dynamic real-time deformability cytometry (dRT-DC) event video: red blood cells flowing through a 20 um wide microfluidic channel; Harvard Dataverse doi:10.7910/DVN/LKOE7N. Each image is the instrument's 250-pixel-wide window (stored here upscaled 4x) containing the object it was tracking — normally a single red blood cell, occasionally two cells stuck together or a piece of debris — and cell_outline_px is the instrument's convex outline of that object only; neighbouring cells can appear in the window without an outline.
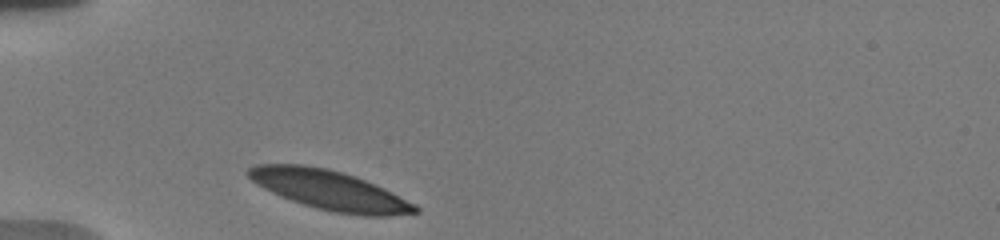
{"species": "human", "species_latin": "Homo sapiens", "temperature_condition": "warm", "stored_images_in_passage": 24, "camera_frame_rate_fps": 3000, "um_per_image_px": 0.085, "donor": {"sex": "male"}, "frame": {"image": 1, "passage_image": 1, "time_ms": 0.0, "image_size_px": [1000, 240], "cell_outline_px": [[420, 212], [388, 216], [364, 216], [336, 212], [316, 208], [280, 196], [256, 184], [244, 172], [248, 168], [256, 164], [304, 164], [328, 168], [356, 176], [376, 184], [416, 204], [420, 208]], "centroid_in_image_um": [28.02, 16.15], "position_along_channel_um": 57.0, "area_um2": 38.49}}
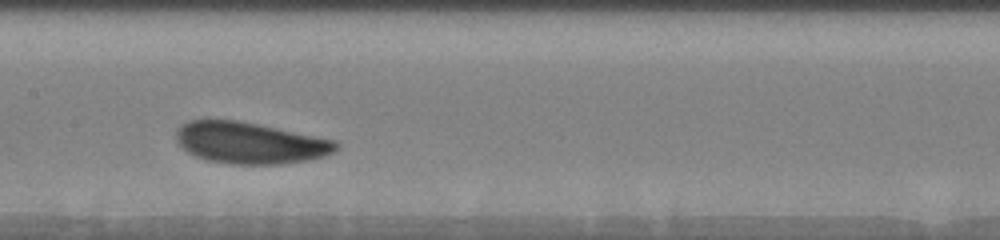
{"frame": {"image": 2, "passage_image": 10, "time_ms": 4.0, "image_size_px": [1000, 240], "cell_outline_px": [[340, 144], [332, 152], [324, 156], [308, 160], [280, 164], [228, 164], [208, 160], [196, 156], [188, 152], [176, 140], [176, 128], [180, 124], [188, 120], [236, 120], [336, 140]], "centroid_in_image_um": [21.22, 12.15], "position_along_channel_um": 186.2, "area_um2": 38.44}}
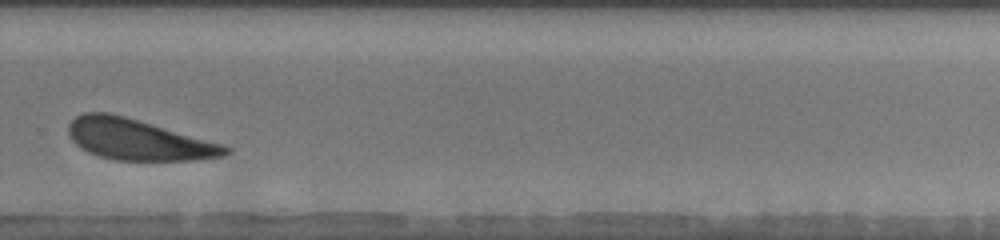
{"frame": {"image": 3, "passage_image": 17, "time_ms": 7.667, "image_size_px": [1000, 240], "cell_outline_px": [[232, 148], [224, 156], [196, 160], [116, 160], [100, 156], [88, 152], [76, 144], [68, 136], [68, 124], [76, 116], [84, 112], [108, 112], [124, 116], [224, 144]], "centroid_in_image_um": [11.74, 11.86], "position_along_channel_um": 318.1, "area_um2": 37.28}, "authors_computed_cell_mechanics": {"area_um2": 38.4081, "velocity_mm_per_s": 3.6026, "shape_relaxation_time_tau1_ms": 1.1014, "shape_relaxation_time_tau2_ms": 4.9126, "deformation_change_tau1": 0.0756, "deformation_change_tau2": 0.1282}}